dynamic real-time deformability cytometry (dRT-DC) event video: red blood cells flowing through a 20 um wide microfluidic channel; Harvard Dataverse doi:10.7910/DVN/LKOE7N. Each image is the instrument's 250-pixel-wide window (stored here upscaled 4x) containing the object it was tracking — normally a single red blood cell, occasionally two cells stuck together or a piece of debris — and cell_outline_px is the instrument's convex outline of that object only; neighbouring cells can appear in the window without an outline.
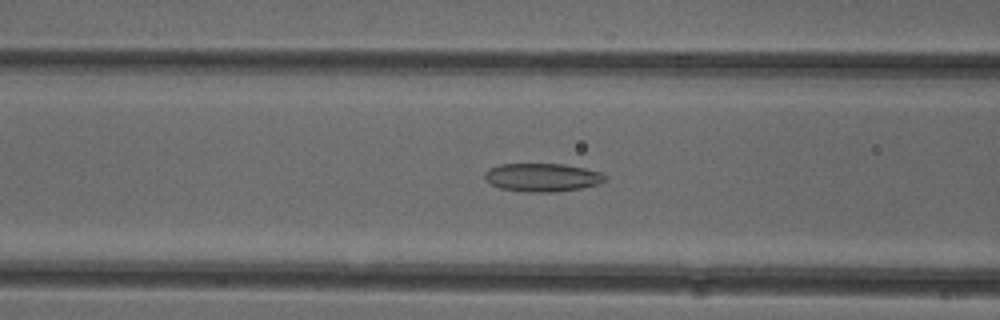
{"species": "common noctule bat (a hibernating species)", "species_latin": "Nyctalus noctula", "temperature_condition": "cold", "stored_images_in_passage": 38, "camera_frame_rate_fps": 3000, "um_per_image_px": 0.085, "animal": {"sex": "female"}, "frame": {"image": 1, "passage_image": 7, "time_ms": 2.0, "image_size_px": [1000, 320], "cell_outline_px": [[608, 180], [600, 184], [580, 188], [556, 192], [524, 192], [500, 188], [484, 180], [484, 172], [488, 168], [500, 164], [564, 164], [584, 168], [600, 172], [608, 176]], "centroid_in_image_um": [46.1, 15.08], "position_along_channel_um": 120.5, "area_um2": 20.11}}
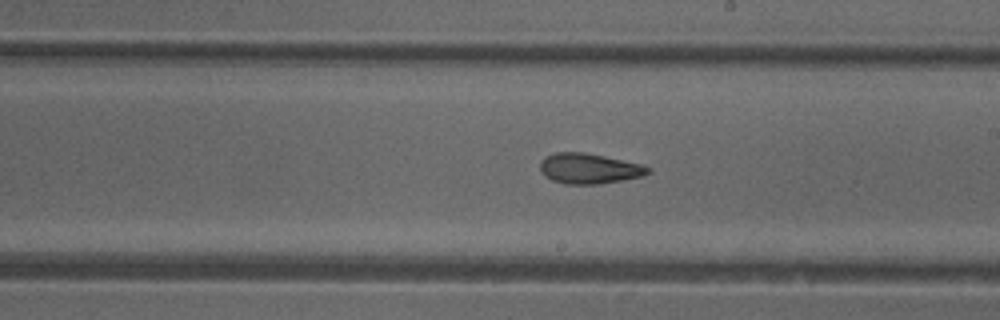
{"frame": {"image": 2, "passage_image": 16, "time_ms": 5.0, "image_size_px": [1000, 320], "cell_outline_px": [[652, 172], [644, 176], [600, 184], [564, 184], [552, 180], [544, 176], [540, 172], [540, 160], [544, 156], [556, 152], [584, 152], [604, 156], [640, 164], [652, 168]], "centroid_in_image_um": [50.06, 14.33], "position_along_channel_um": 238.9, "area_um2": 19.31}}
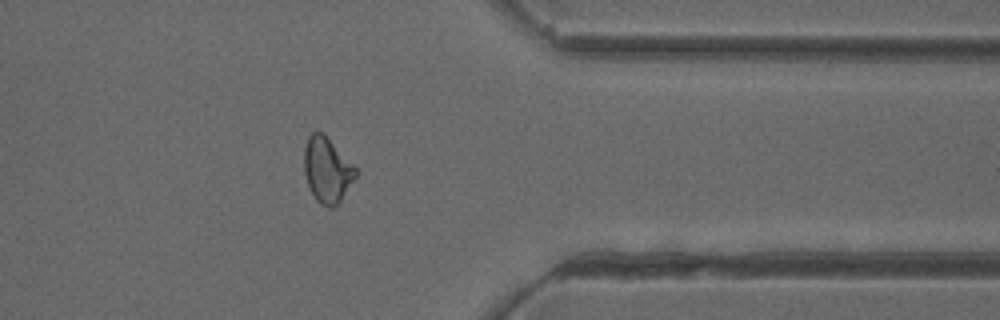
{"frame": {"image": 3, "passage_image": 28, "time_ms": 9.0, "image_size_px": [1000, 320], "cell_outline_px": [[356, 176], [340, 200], [332, 208], [328, 208], [320, 204], [316, 200], [308, 188], [304, 172], [304, 148], [308, 136], [312, 132], [324, 132], [356, 168]], "centroid_in_image_um": [27.77, 14.43], "position_along_channel_um": 383.6, "area_um2": 19.59}, "authors_computed_cell_mechanics": {"area_um2": 19.363, "velocity_mm_per_s": 3.9485, "shape_relaxation_time_tau1_ms": null, "shape_relaxation_time_tau2_ms": 3.3431, "deformation_change_tau1": null, "deformation_change_tau2": 0.0957}}